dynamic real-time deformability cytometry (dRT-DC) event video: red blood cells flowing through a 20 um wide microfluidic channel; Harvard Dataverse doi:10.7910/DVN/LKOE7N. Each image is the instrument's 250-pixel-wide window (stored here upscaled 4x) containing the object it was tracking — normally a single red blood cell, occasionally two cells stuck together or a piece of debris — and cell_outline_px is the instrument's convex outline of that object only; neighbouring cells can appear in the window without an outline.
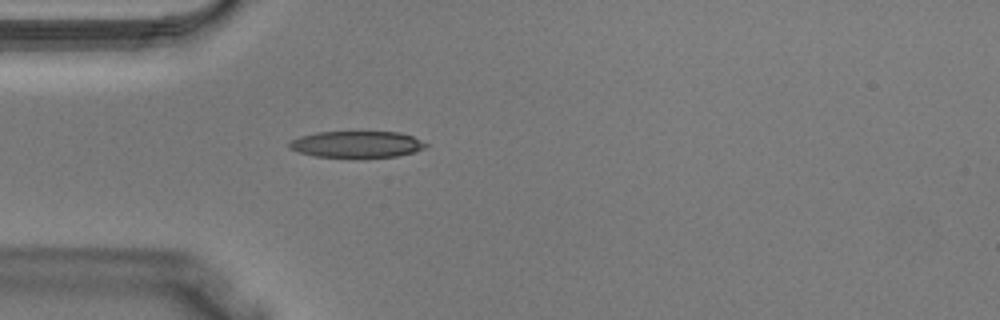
{"species": "Egyptian fruit bat (a non-hibernating species)", "species_latin": "Rousettus aegyptiacus", "temperature_condition": "warm", "stored_images_in_passage": 39, "camera_frame_rate_fps": 3000, "um_per_image_px": 0.085, "animal": {"sex": "male"}, "frame": {"image": 1, "passage_image": 11, "time_ms": 3.333, "image_size_px": [1000, 320], "cell_outline_px": [[428, 144], [424, 148], [416, 152], [396, 156], [316, 156], [300, 152], [288, 148], [288, 144], [292, 140], [300, 136], [316, 132], [360, 128], [400, 132], [412, 136]], "centroid_in_image_um": [30.34, 12.18], "position_along_channel_um": 54.7, "area_um2": 21.85}}
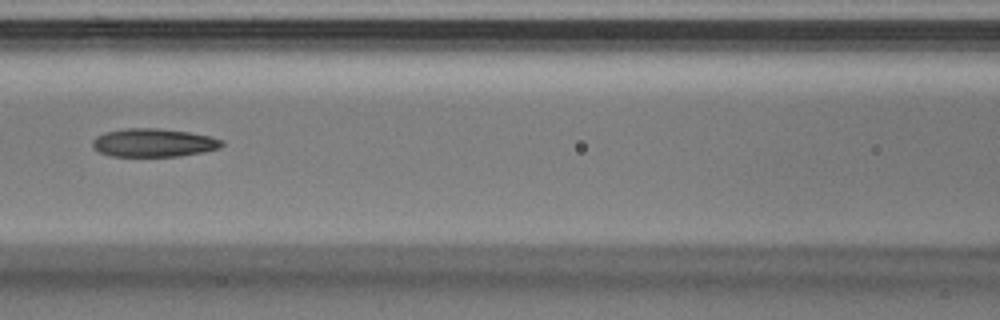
{"frame": {"image": 2, "passage_image": 17, "time_ms": 5.333, "image_size_px": [1000, 320], "cell_outline_px": [[224, 144], [220, 148], [204, 152], [180, 156], [112, 156], [100, 152], [92, 148], [92, 140], [96, 136], [104, 132], [124, 128], [156, 128], [188, 132], [208, 136], [224, 140]], "centroid_in_image_um": [13.04, 12.13], "position_along_channel_um": 153.6, "area_um2": 21.44}}
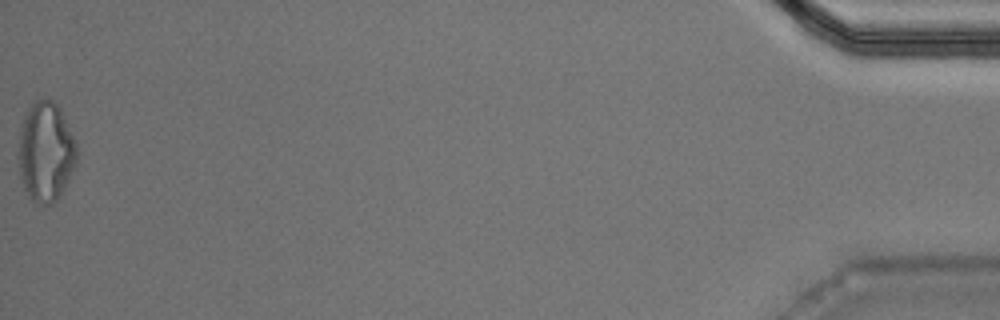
{"frame": {"image": 3, "passage_image": 39, "time_ms": 12.667, "image_size_px": [1000, 320], "cell_outline_px": [[76, 164], [60, 196], [52, 204], [44, 204], [32, 200], [24, 188], [20, 176], [16, 156], [20, 128], [24, 116], [32, 104], [36, 100], [52, 100], [60, 108], [76, 144]], "centroid_in_image_um": [3.85, 12.92], "position_along_channel_um": 431.3, "area_um2": 33.87}}